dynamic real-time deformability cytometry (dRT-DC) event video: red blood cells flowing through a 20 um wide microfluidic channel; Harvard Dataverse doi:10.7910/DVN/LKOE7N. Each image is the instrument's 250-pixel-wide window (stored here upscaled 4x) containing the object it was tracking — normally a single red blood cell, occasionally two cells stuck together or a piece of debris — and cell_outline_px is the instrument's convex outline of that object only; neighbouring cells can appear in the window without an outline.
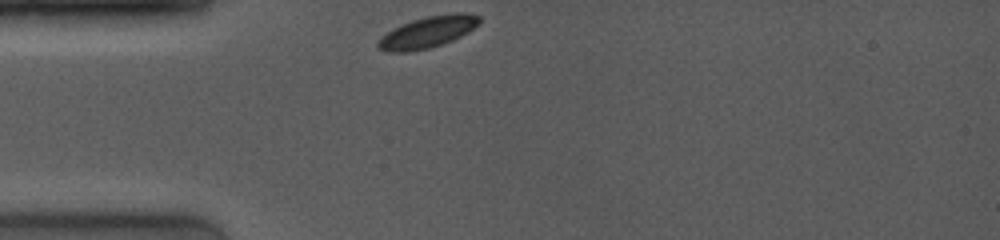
{"species": "common noctule bat (a hibernating species)", "species_latin": "Nyctalus noctula", "temperature_condition": "room temperature", "stored_images_in_passage": 30, "camera_frame_rate_fps": 4000, "um_per_image_px": 0.085, "animal": {"sex": "female", "body_mass_g": 19.0, "forearm_length_mm": 53.3}, "frame": {"image": 1, "passage_image": 1, "time_ms": 0.0, "image_size_px": [1000, 240], "cell_outline_px": [[480, 20], [468, 32], [452, 40], [428, 48], [408, 52], [388, 52], [380, 48], [376, 44], [392, 28], [412, 20], [428, 16], [456, 12], [464, 12], [480, 16]], "centroid_in_image_um": [36.35, 2.72], "position_along_channel_um": 48.6, "area_um2": 18.15}}
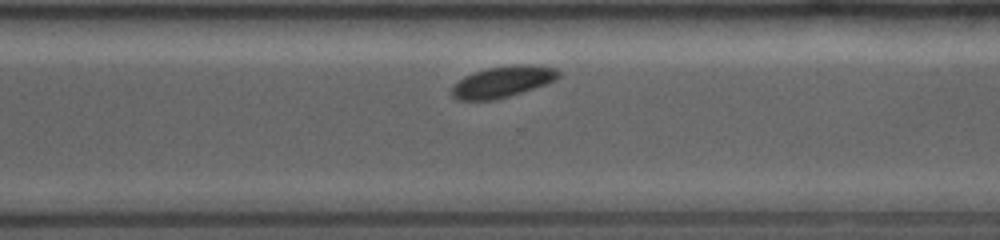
{"frame": {"image": 2, "passage_image": 25, "time_ms": 7.5, "image_size_px": [1000, 240], "cell_outline_px": [[560, 76], [556, 80], [508, 96], [492, 100], [456, 100], [452, 96], [452, 88], [464, 76], [488, 68], [512, 64], [532, 64], [556, 68], [560, 72]], "centroid_in_image_um": [42.75, 6.93], "position_along_channel_um": 327.9, "area_um2": 19.19}}
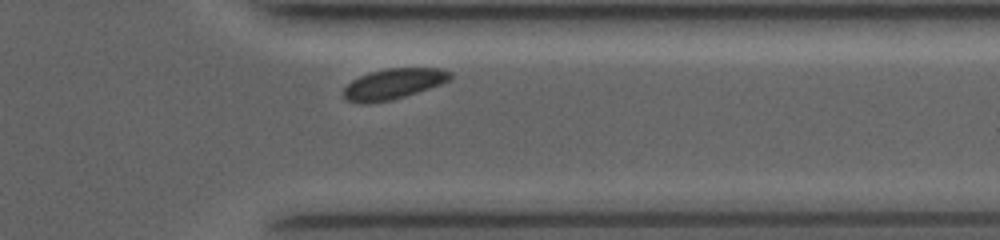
{"frame": {"image": 3, "passage_image": 28, "time_ms": 8.75, "image_size_px": [1000, 240], "cell_outline_px": [[452, 80], [404, 96], [388, 100], [368, 104], [364, 104], [348, 100], [344, 96], [344, 88], [352, 80], [360, 76], [372, 72], [388, 68], [440, 68], [452, 72]], "centroid_in_image_um": [33.47, 7.12], "position_along_channel_um": 377.9, "area_um2": 18.73}, "authors_computed_cell_mechanics": {"area_um2": 19.4786, "velocity_mm_per_s": 3.8946, "shape_relaxation_time_tau1_ms": 0.282, "shape_relaxation_time_tau2_ms": null, "deformation_change_tau1": 0.0327, "deformation_change_tau2": null}}